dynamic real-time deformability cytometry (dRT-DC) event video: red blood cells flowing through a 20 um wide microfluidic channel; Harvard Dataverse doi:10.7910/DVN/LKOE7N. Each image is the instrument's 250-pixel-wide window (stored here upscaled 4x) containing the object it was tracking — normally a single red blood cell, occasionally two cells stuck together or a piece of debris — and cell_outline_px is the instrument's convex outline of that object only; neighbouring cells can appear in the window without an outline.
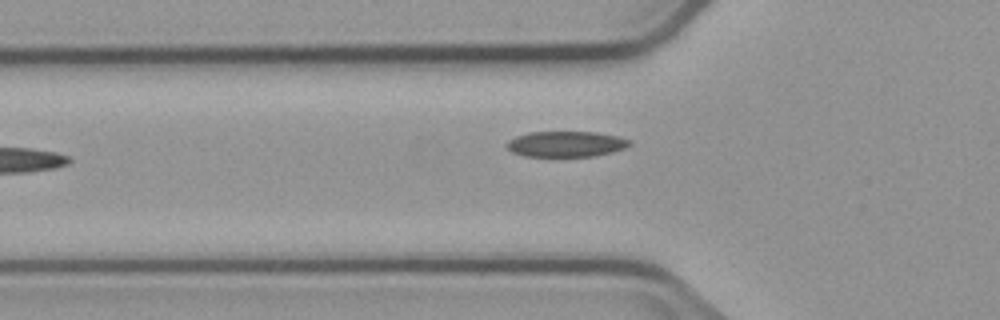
{"species": "common noctule bat (a hibernating species)", "species_latin": "Nyctalus noctula", "temperature_condition": "cold", "stored_images_in_passage": 7, "camera_frame_rate_fps": 3000, "um_per_image_px": 0.085, "animal": {"sex": "male", "body_mass_g": 23.1, "forearm_length_mm": 52.7}, "frame": {"image": 1, "passage_image": 6, "time_ms": 6.0, "image_size_px": [1000, 320], "cell_outline_px": [[632, 144], [624, 148], [612, 152], [596, 156], [524, 156], [512, 152], [504, 144], [508, 140], [516, 136], [528, 132], [596, 132], [620, 136], [632, 140]], "centroid_in_image_um": [48.13, 12.23], "position_along_channel_um": 77.7, "area_um2": 18.55}}
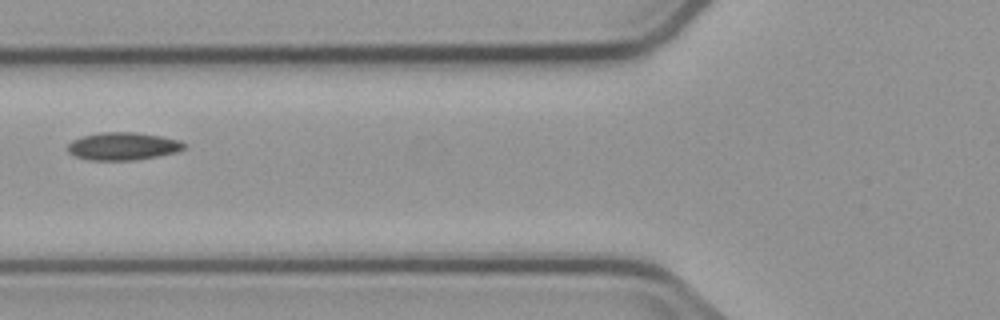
{"frame": {"image": 2, "passage_image": 7, "time_ms": 7.0, "image_size_px": [1000, 320], "cell_outline_px": [[188, 144], [180, 152], [136, 160], [88, 160], [76, 156], [68, 152], [68, 144], [72, 140], [84, 136], [100, 132], [136, 132], [160, 136], [180, 140]], "centroid_in_image_um": [10.5, 12.43], "position_along_channel_um": 115.3, "area_um2": 18.96}}